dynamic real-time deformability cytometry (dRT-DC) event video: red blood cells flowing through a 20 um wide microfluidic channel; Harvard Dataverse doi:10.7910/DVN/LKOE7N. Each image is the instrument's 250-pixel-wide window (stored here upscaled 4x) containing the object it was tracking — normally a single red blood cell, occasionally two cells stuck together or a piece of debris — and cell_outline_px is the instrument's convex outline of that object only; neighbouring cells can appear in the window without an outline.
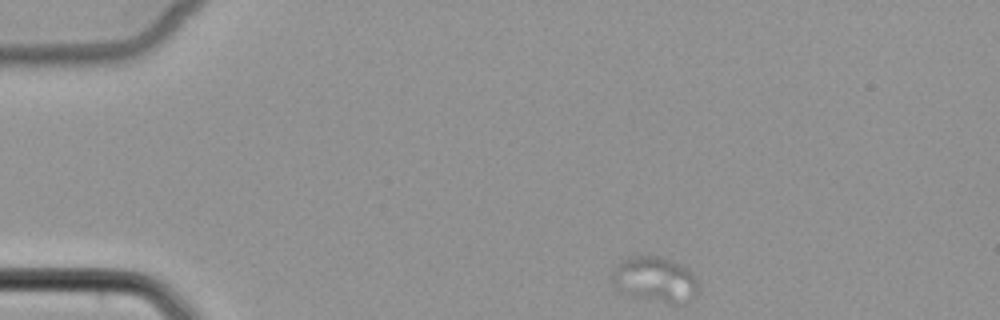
{"species": "common noctule bat (a hibernating species)", "species_latin": "Nyctalus noctula", "temperature_condition": "cold", "stored_images_in_passage": 47, "camera_frame_rate_fps": 3000, "um_per_image_px": 0.085, "animal": {"sex": "female", "body_mass_g": 22.7, "forearm_length_mm": 54.2}, "frame": {"image": 1, "passage_image": 1, "time_ms": 0.0, "image_size_px": [1000, 320], "cell_outline_px": [[696, 296], [692, 300], [684, 304], [672, 304], [632, 296], [616, 288], [612, 284], [612, 268], [616, 264], [632, 256], [660, 256], [688, 268], [696, 276]], "centroid_in_image_um": [55.68, 23.77], "position_along_channel_um": 29.3, "area_um2": 22.89}}
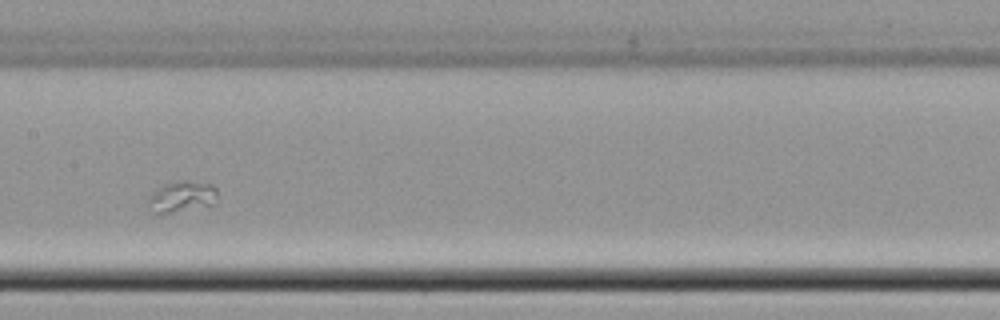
{"frame": {"image": 2, "passage_image": 20, "time_ms": 6.333, "image_size_px": [1000, 320], "cell_outline_px": [[216, 196], [212, 208], [168, 212], [152, 212], [148, 200], [148, 196], [160, 184], [176, 180], [188, 180], [212, 184], [216, 188]], "centroid_in_image_um": [15.49, 16.69], "position_along_channel_um": 191.9, "area_um2": 13.01}}
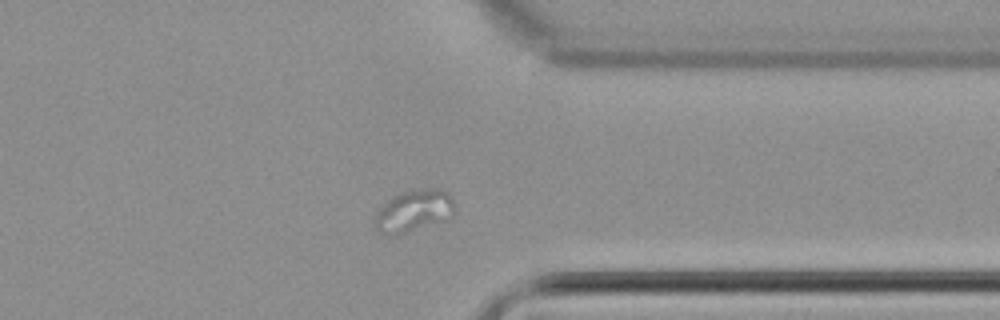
{"frame": {"image": 3, "passage_image": 35, "time_ms": 11.333, "image_size_px": [1000, 320], "cell_outline_px": [[456, 212], [448, 220], [392, 236], [388, 236], [376, 232], [372, 228], [376, 212], [392, 196], [404, 192], [432, 188], [436, 188], [448, 192], [452, 196]], "centroid_in_image_um": [35.16, 17.96], "position_along_channel_um": 376.2, "area_um2": 19.88}}